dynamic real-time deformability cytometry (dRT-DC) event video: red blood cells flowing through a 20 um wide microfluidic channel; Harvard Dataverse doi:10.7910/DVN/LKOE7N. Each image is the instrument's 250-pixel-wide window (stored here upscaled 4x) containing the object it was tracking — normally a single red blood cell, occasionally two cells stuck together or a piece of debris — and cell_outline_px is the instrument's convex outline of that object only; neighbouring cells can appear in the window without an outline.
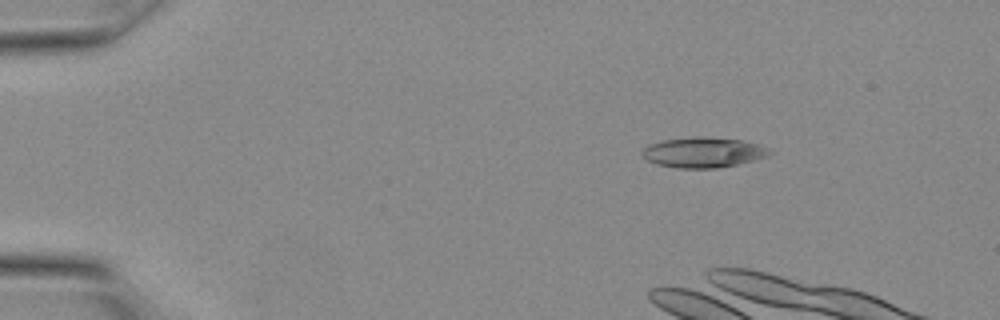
{"species": "Egyptian fruit bat (a non-hibernating species)", "species_latin": "Rousettus aegyptiacus", "temperature_condition": "warm", "stored_images_in_passage": 5, "camera_frame_rate_fps": 3000, "um_per_image_px": 0.085, "animal": {"sex": "female"}, "frame": {"image": 1, "passage_image": 2, "time_ms": 0.333, "image_size_px": [1000, 320], "cell_outline_px": [[772, 152], [768, 156], [736, 164], [716, 168], [676, 168], [656, 164], [648, 160], [640, 152], [644, 148], [652, 144], [664, 140], [700, 136], [740, 140], [756, 144], [768, 148]], "centroid_in_image_um": [59.76, 12.96], "position_along_channel_um": 25.2, "area_um2": 22.08}}